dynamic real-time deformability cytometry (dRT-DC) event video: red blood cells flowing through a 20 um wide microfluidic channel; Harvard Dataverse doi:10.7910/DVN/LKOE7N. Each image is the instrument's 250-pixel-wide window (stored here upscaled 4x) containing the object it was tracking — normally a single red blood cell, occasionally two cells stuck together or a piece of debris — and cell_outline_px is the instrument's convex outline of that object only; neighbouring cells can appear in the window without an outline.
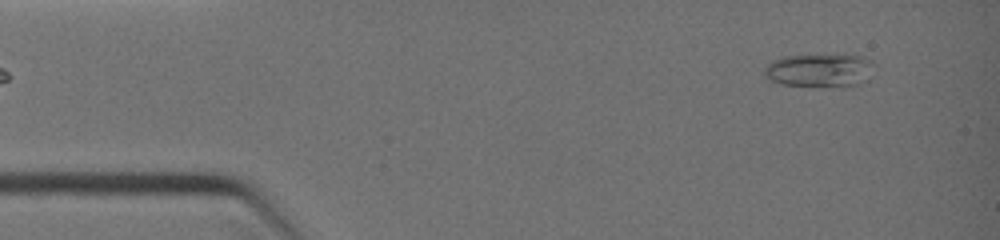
{"species": "common noctule bat (a hibernating species)", "species_latin": "Nyctalus noctula", "temperature_condition": "warm", "stored_images_in_passage": 4, "camera_frame_rate_fps": 3000, "um_per_image_px": 0.085, "animal": {"sex": "female", "body_mass_g": 19.0, "forearm_length_mm": 51.5}, "frame": {"image": 1, "passage_image": 4, "time_ms": 3.0, "image_size_px": [1000, 240], "cell_outline_px": [[876, 64], [860, 84], [820, 88], [780, 84], [768, 80], [764, 76], [764, 68], [772, 60], [780, 56], [836, 52], [844, 52], [864, 56], [872, 60]], "centroid_in_image_um": [69.64, 5.93], "position_along_channel_um": 15.4, "area_um2": 22.77}}